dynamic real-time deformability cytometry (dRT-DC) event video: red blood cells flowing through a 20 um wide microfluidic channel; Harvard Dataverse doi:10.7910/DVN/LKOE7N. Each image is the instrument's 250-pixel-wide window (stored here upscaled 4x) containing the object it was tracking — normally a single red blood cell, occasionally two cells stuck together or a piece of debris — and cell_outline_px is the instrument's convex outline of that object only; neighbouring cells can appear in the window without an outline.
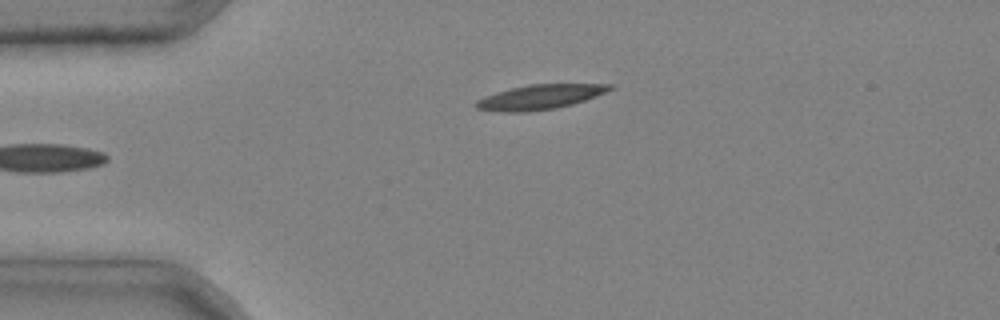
{"species": "common noctule bat (a hibernating species)", "species_latin": "Nyctalus noctula", "temperature_condition": "cold", "stored_images_in_passage": 5, "camera_frame_rate_fps": 3000, "um_per_image_px": 0.085, "animal": {"sex": "male", "body_mass_g": 20.4}, "frame": {"image": 1, "passage_image": 5, "time_ms": 1.333, "image_size_px": [1000, 320], "cell_outline_px": [[612, 88], [596, 96], [572, 104], [556, 108], [528, 112], [504, 112], [476, 108], [476, 100], [484, 96], [496, 92], [528, 84], [612, 84]], "centroid_in_image_um": [45.86, 8.24], "position_along_channel_um": 39.1, "area_um2": 19.02}}